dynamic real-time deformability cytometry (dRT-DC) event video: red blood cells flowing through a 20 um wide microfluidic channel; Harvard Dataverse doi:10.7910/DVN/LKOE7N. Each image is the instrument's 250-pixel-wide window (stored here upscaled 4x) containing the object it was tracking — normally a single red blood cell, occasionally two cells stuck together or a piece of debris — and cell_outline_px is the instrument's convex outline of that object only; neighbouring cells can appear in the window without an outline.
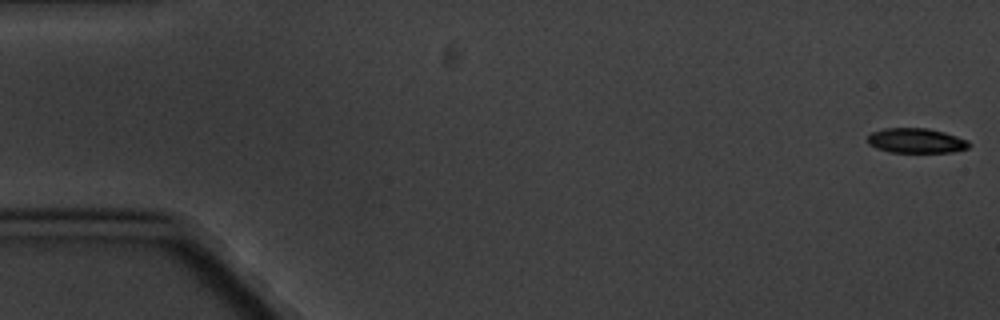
{"species": "common noctule bat (a hibernating species)", "species_latin": "Nyctalus noctula", "temperature_condition": "cold", "stored_images_in_passage": 5, "camera_frame_rate_fps": 3000, "um_per_image_px": 0.085, "animal": {"sex": "male", "body_mass_g": 20.1, "forearm_length_mm": 53.5}, "frame": {"image": 1, "passage_image": 1, "time_ms": 0.0, "image_size_px": [1000, 320], "cell_outline_px": [[972, 144], [968, 148], [952, 152], [888, 152], [876, 148], [868, 144], [868, 136], [872, 132], [884, 128], [928, 128], [944, 132], [968, 140]], "centroid_in_image_um": [77.88, 11.96], "position_along_channel_um": 7.1, "area_um2": 14.74}}